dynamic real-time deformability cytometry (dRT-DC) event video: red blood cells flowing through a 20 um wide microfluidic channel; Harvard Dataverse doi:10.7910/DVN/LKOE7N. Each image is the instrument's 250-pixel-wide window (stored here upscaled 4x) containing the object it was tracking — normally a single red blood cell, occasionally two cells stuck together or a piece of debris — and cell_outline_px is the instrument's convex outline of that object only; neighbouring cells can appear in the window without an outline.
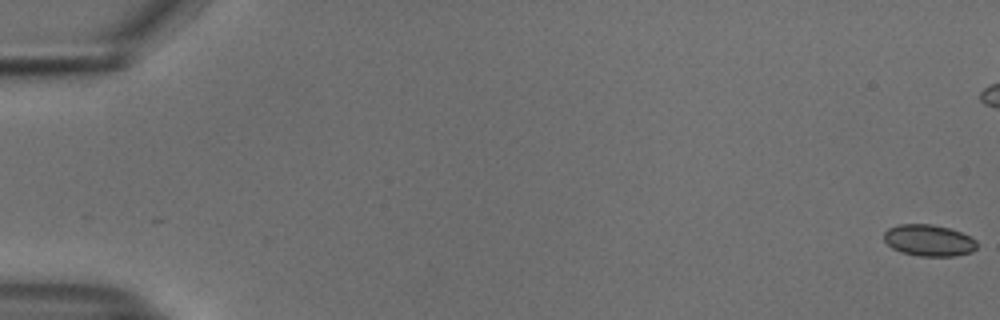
{"species": "common noctule bat (a hibernating species)", "species_latin": "Nyctalus noctula", "temperature_condition": "cold", "stored_images_in_passage": 56, "camera_frame_rate_fps": 3000, "um_per_image_px": 0.085, "animal": {"sex": "male", "body_mass_g": 18.8}, "frame": {"image": 1, "passage_image": 1, "time_ms": 0.0, "image_size_px": [1000, 320], "cell_outline_px": [[976, 248], [972, 252], [956, 256], [920, 256], [900, 252], [892, 248], [884, 240], [884, 232], [888, 228], [900, 224], [932, 224], [948, 228], [960, 232], [976, 240]], "centroid_in_image_um": [78.93, 20.44], "position_along_channel_um": 6.1, "area_um2": 17.05}}
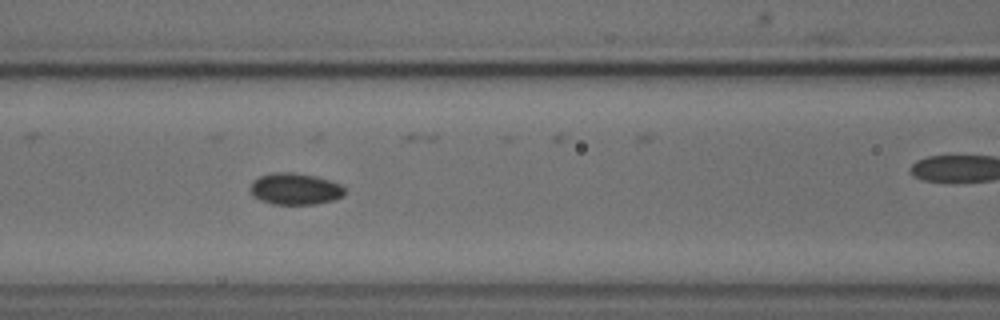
{"frame": {"image": 2, "passage_image": 25, "time_ms": 8.0, "image_size_px": [1000, 320], "cell_outline_px": [[344, 196], [332, 200], [316, 204], [272, 204], [260, 200], [248, 188], [260, 176], [272, 172], [292, 172], [316, 176], [340, 184], [344, 188]], "centroid_in_image_um": [25.09, 16.05], "position_along_channel_um": 141.5, "area_um2": 17.22}}
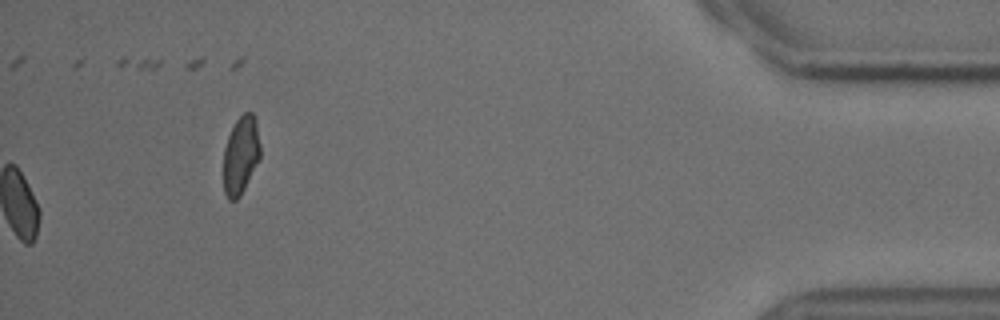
{"frame": {"image": 3, "passage_image": 56, "time_ms": 18.333, "image_size_px": [1000, 320], "cell_outline_px": [[260, 160], [240, 196], [236, 200], [228, 200], [224, 192], [224, 148], [228, 136], [236, 120], [244, 112], [252, 112], [256, 120], [260, 144]], "centroid_in_image_um": [20.48, 13.19], "position_along_channel_um": 414.7, "area_um2": 16.82}, "authors_computed_cell_mechanics": {"area_um2": 17.1955, "velocity_mm_per_s": 3.7479, "shape_relaxation_time_tau1_ms": null, "shape_relaxation_time_tau2_ms": 4.3622, "deformation_change_tau1": null, "deformation_change_tau2": 0.0705}}